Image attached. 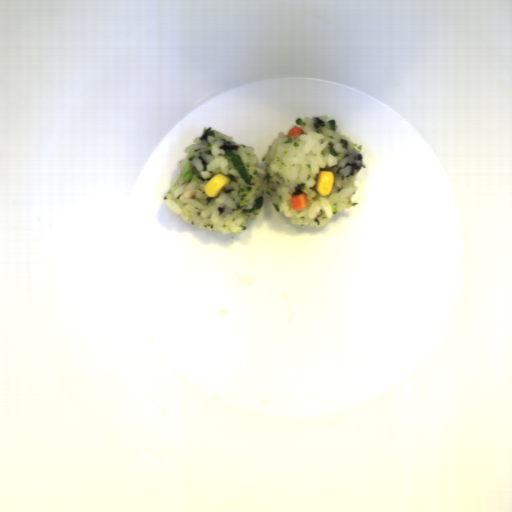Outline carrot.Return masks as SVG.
I'll return each instance as SVG.
<instances>
[{
	"label": "carrot",
	"instance_id": "b8716197",
	"mask_svg": "<svg viewBox=\"0 0 512 512\" xmlns=\"http://www.w3.org/2000/svg\"><path fill=\"white\" fill-rule=\"evenodd\" d=\"M309 203V198L305 192L298 193L294 197H290V205L293 211L303 210L309 206Z\"/></svg>",
	"mask_w": 512,
	"mask_h": 512
},
{
	"label": "carrot",
	"instance_id": "cead05ca",
	"mask_svg": "<svg viewBox=\"0 0 512 512\" xmlns=\"http://www.w3.org/2000/svg\"><path fill=\"white\" fill-rule=\"evenodd\" d=\"M305 133L303 129H300L298 126H294L286 135L285 137H298L299 135Z\"/></svg>",
	"mask_w": 512,
	"mask_h": 512
}]
</instances>
